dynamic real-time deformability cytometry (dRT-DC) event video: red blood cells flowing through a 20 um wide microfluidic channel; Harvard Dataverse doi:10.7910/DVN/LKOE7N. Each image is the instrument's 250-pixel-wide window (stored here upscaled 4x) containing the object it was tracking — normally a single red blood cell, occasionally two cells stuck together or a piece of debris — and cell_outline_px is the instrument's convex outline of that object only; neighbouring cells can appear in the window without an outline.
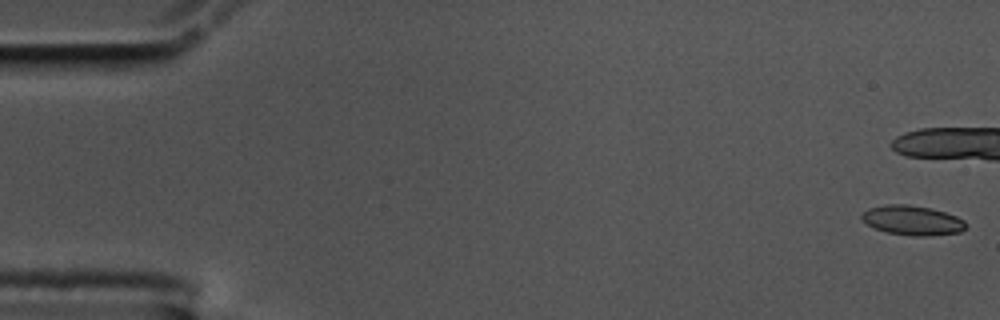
{"species": "common noctule bat (a hibernating species)", "species_latin": "Nyctalus noctula", "temperature_condition": "cold", "stored_images_in_passage": 15, "camera_frame_rate_fps": 3000, "um_per_image_px": 0.085, "animal": {"sex": "male", "body_mass_g": 17.5, "forearm_length_mm": 52.3}, "frame": {"image": 1, "passage_image": 1, "time_ms": 0.0, "image_size_px": [1000, 320], "cell_outline_px": [[968, 224], [960, 232], [928, 236], [912, 236], [888, 232], [876, 228], [868, 224], [860, 216], [868, 208], [884, 204], [908, 204], [932, 208], [956, 216], [964, 220]], "centroid_in_image_um": [77.57, 18.72], "position_along_channel_um": 7.4, "area_um2": 17.92}}